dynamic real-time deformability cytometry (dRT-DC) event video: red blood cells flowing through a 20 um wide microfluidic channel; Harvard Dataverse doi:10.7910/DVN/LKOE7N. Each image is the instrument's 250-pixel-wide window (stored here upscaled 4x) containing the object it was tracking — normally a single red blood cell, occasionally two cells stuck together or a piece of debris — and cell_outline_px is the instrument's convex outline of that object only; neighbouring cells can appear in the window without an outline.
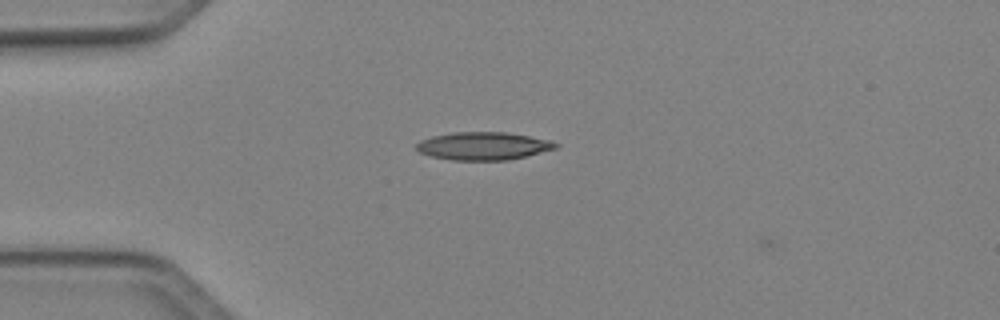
{"species": "Egyptian fruit bat (a non-hibernating species)", "species_latin": "Rousettus aegyptiacus", "temperature_condition": "cold", "stored_images_in_passage": 5, "camera_frame_rate_fps": 3000, "um_per_image_px": 0.085, "animal": {"sex": "female"}, "frame": {"image": 1, "passage_image": 4, "time_ms": 1.0, "image_size_px": [1000, 320], "cell_outline_px": [[560, 144], [556, 148], [528, 156], [508, 160], [452, 160], [428, 156], [420, 152], [416, 148], [416, 144], [420, 140], [432, 136], [452, 132], [508, 132], [552, 140]], "centroid_in_image_um": [41.1, 12.4], "position_along_channel_um": 43.9, "area_um2": 22.89}}